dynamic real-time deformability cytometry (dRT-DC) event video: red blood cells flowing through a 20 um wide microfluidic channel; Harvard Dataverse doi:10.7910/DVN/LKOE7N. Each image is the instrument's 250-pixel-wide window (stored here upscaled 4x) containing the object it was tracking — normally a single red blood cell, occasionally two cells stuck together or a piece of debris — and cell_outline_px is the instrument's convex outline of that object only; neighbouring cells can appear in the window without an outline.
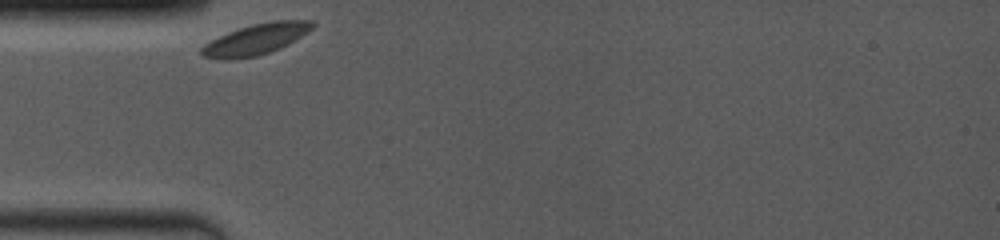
{"species": "common noctule bat (a hibernating species)", "species_latin": "Nyctalus noctula", "temperature_condition": "room temperature", "stored_images_in_passage": 3, "camera_frame_rate_fps": 4000, "um_per_image_px": 0.085, "animal": {"sex": "female", "body_mass_g": 19.0, "forearm_length_mm": 53.3}, "frame": {"image": 1, "passage_image": 1, "time_ms": 0.0, "image_size_px": [1000, 240], "cell_outline_px": [[316, 24], [308, 32], [288, 44], [280, 48], [256, 56], [232, 60], [224, 60], [204, 56], [200, 52], [200, 48], [204, 44], [228, 32], [252, 24], [272, 20], [312, 20]], "centroid_in_image_um": [21.76, 3.33], "position_along_channel_um": 63.2, "area_um2": 19.88}}
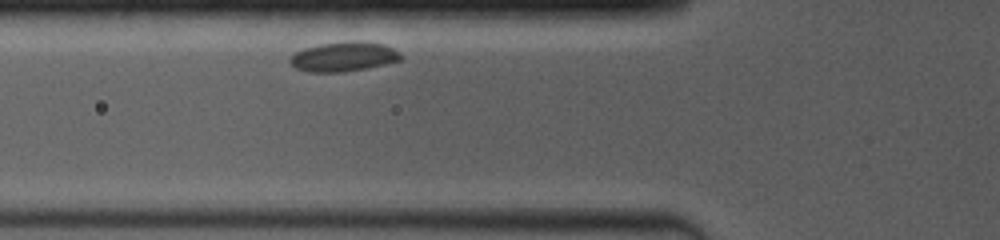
{"frame": {"image": 2, "passage_image": 3, "time_ms": 1.0, "image_size_px": [1000, 240], "cell_outline_px": [[404, 60], [368, 68], [344, 72], [308, 72], [296, 68], [288, 60], [296, 52], [304, 48], [320, 44], [384, 44], [400, 52], [404, 56]], "centroid_in_image_um": [29.24, 4.88], "position_along_channel_um": 96.6, "area_um2": 18.38}}